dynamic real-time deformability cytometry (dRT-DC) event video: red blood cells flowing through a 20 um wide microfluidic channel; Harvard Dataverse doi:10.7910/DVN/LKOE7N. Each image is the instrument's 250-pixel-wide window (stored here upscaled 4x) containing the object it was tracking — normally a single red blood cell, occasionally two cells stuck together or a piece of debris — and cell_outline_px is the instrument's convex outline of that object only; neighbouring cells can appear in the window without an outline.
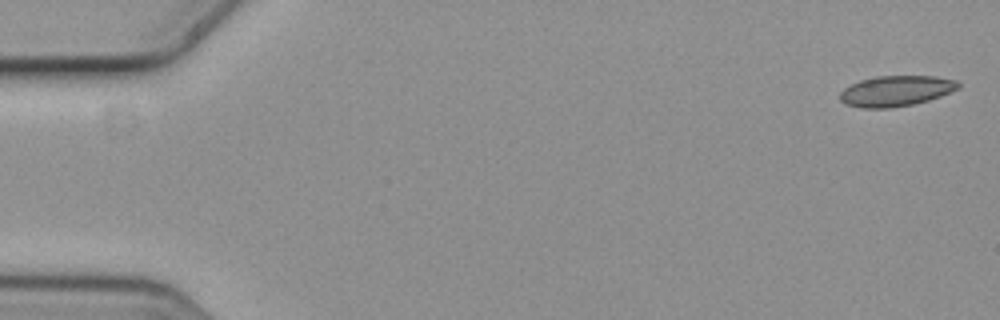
{"species": "common noctule bat (a hibernating species)", "species_latin": "Nyctalus noctula", "temperature_condition": "cold", "stored_images_in_passage": 10, "camera_frame_rate_fps": 3000, "um_per_image_px": 0.085, "animal": {"sex": "female", "body_mass_g": 19.3, "forearm_length_mm": 54.1}, "frame": {"image": 1, "passage_image": 1, "time_ms": 0.0, "image_size_px": [1000, 320], "cell_outline_px": [[960, 88], [940, 96], [928, 100], [912, 104], [892, 108], [860, 108], [844, 104], [840, 100], [840, 92], [844, 88], [860, 80], [876, 76], [936, 76], [956, 80], [960, 84]], "centroid_in_image_um": [76.14, 7.73], "position_along_channel_um": 8.9, "area_um2": 21.15}}
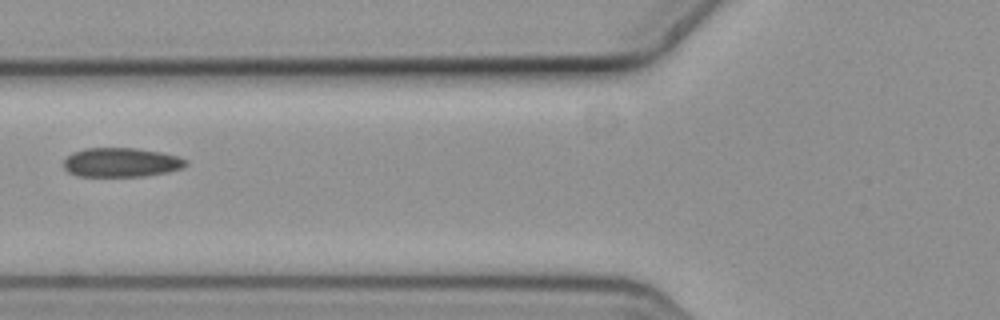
{"frame": {"image": 2, "passage_image": 7, "time_ms": 2.0, "image_size_px": [1000, 320], "cell_outline_px": [[188, 164], [184, 168], [168, 172], [144, 176], [80, 176], [68, 172], [64, 168], [64, 160], [72, 152], [84, 148], [136, 148], [160, 152], [176, 156], [188, 160]], "centroid_in_image_um": [10.32, 13.8], "position_along_channel_um": 115.5, "area_um2": 20.87}}
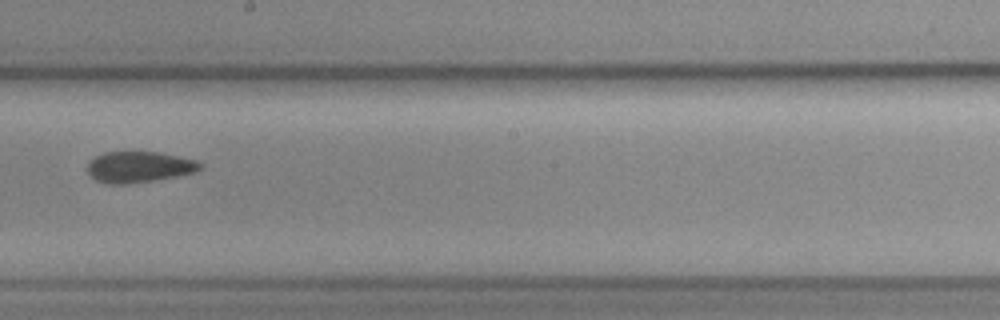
{"frame": {"image": 3, "passage_image": 10, "time_ms": 3.0, "image_size_px": [1000, 320], "cell_outline_px": [[204, 168], [196, 172], [176, 176], [128, 184], [108, 184], [96, 180], [88, 172], [88, 160], [104, 152], [160, 152], [196, 160], [204, 164]], "centroid_in_image_um": [11.85, 14.18], "position_along_channel_um": 236.4, "area_um2": 20.46}}